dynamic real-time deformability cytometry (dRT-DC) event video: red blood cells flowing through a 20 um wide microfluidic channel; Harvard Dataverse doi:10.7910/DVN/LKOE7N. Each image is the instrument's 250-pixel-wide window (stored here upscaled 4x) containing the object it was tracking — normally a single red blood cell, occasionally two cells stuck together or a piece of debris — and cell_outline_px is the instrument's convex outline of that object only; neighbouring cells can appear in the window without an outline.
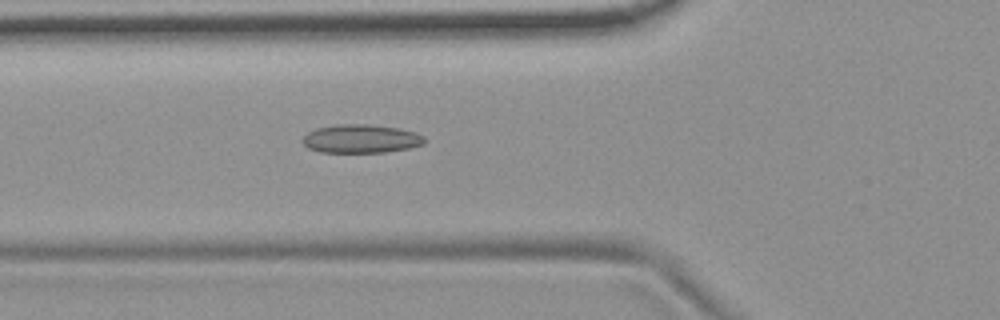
{"species": "common noctule bat (a hibernating species)", "species_latin": "Nyctalus noctula", "temperature_condition": "room temperature", "stored_images_in_passage": 6, "camera_frame_rate_fps": 3000, "um_per_image_px": 0.085, "animal": {"sex": "female", "body_mass_g": 19.9}, "frame": {"image": 1, "passage_image": 6, "time_ms": 5.667, "image_size_px": [1000, 320], "cell_outline_px": [[424, 144], [408, 148], [384, 152], [320, 152], [308, 148], [300, 140], [308, 132], [316, 128], [336, 124], [368, 124], [400, 128], [416, 132], [424, 136]], "centroid_in_image_um": [30.67, 11.78], "position_along_channel_um": 95.1, "area_um2": 20.35}}